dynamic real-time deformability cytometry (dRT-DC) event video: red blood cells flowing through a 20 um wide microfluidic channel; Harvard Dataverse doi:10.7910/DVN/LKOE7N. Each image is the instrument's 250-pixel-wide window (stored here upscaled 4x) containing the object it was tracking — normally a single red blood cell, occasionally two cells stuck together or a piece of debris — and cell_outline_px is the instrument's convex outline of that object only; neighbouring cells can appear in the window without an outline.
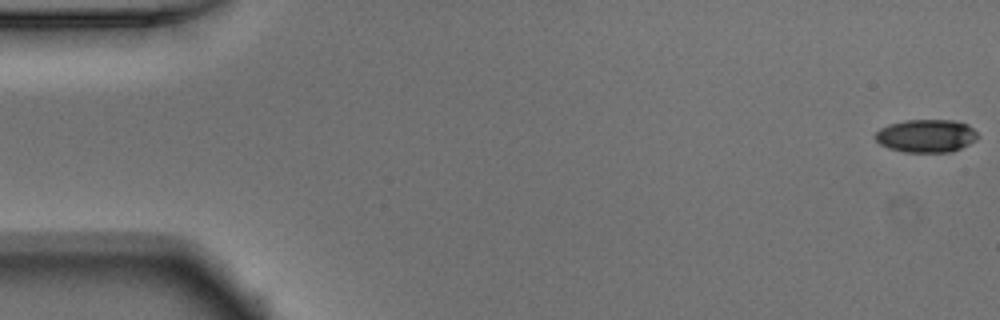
{"species": "Egyptian fruit bat (a non-hibernating species)", "species_latin": "Rousettus aegyptiacus", "temperature_condition": "warm", "stored_images_in_passage": 46, "camera_frame_rate_fps": 3000, "um_per_image_px": 0.085, "animal": {"sex": "male"}, "frame": {"image": 1, "passage_image": 1, "time_ms": 0.0, "image_size_px": [1000, 320], "cell_outline_px": [[980, 136], [976, 140], [952, 152], [904, 152], [888, 148], [880, 144], [876, 140], [876, 132], [880, 128], [888, 124], [904, 120], [956, 120], [968, 124]], "centroid_in_image_um": [78.74, 11.54], "position_along_channel_um": 6.3, "area_um2": 19.83}}
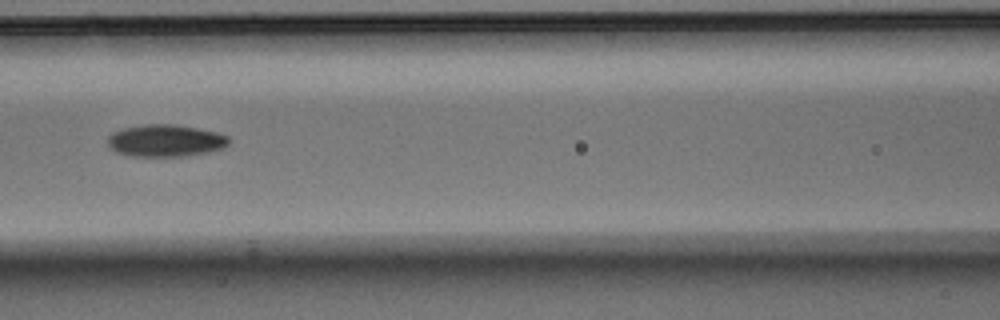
{"frame": {"image": 2, "passage_image": 23, "time_ms": 7.333, "image_size_px": [1000, 320], "cell_outline_px": [[228, 144], [224, 148], [208, 152], [184, 156], [132, 156], [116, 152], [108, 144], [108, 136], [112, 132], [124, 128], [144, 124], [172, 124], [196, 128], [216, 132], [228, 136]], "centroid_in_image_um": [14.06, 11.95], "position_along_channel_um": 152.5, "area_um2": 22.54}}
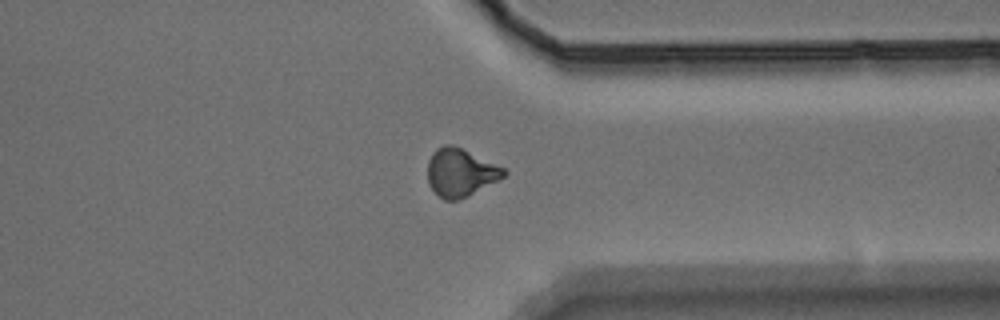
{"frame": {"image": 3, "passage_image": 40, "time_ms": 13.0, "image_size_px": [1000, 320], "cell_outline_px": [[508, 172], [504, 176], [468, 196], [456, 200], [444, 200], [428, 184], [428, 160], [432, 152], [436, 148], [444, 144], [452, 144], [504, 168]], "centroid_in_image_um": [39.1, 14.65], "position_along_channel_um": 372.3, "area_um2": 20.98}, "authors_computed_cell_mechanics": {"area_um2": 20.9814, "velocity_mm_per_s": 3.9243, "shape_relaxation_time_tau1_ms": 4.5092, "shape_relaxation_time_tau2_ms": null, "deformation_change_tau1": 0.149, "deformation_change_tau2": null}}